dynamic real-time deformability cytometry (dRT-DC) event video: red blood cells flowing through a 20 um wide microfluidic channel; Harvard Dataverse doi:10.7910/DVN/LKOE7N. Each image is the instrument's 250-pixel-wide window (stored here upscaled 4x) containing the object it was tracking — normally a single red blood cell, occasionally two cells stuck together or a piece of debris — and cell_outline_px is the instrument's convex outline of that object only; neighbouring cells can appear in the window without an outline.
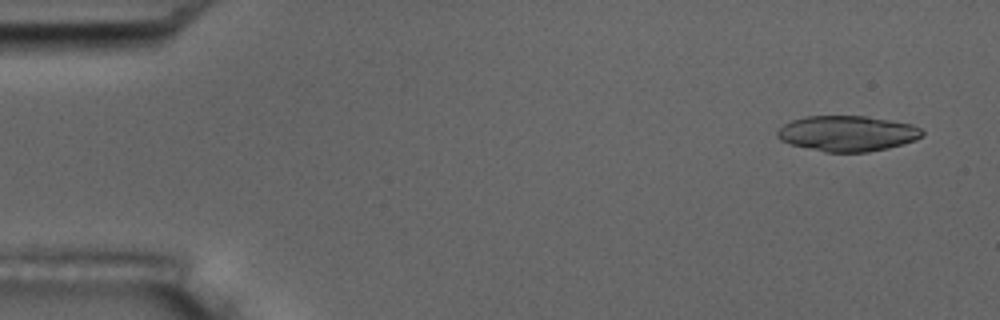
{"species": "common noctule bat (a hibernating species)", "species_latin": "Nyctalus noctula", "temperature_condition": "room temperature", "stored_images_in_passage": 6, "camera_frame_rate_fps": 3000, "um_per_image_px": 0.085, "animal": {"sex": "male", "body_mass_g": 17.5, "forearm_length_mm": 52.3}, "frame": {"image": 1, "passage_image": 1, "time_ms": 0.0, "image_size_px": [1000, 320], "cell_outline_px": [[924, 136], [916, 140], [904, 144], [888, 148], [868, 152], [824, 152], [792, 144], [780, 140], [776, 136], [776, 132], [784, 124], [792, 120], [804, 116], [868, 116], [912, 124], [920, 128], [924, 132]], "centroid_in_image_um": [72.05, 11.34], "position_along_channel_um": 12.9, "area_um2": 30.17}}